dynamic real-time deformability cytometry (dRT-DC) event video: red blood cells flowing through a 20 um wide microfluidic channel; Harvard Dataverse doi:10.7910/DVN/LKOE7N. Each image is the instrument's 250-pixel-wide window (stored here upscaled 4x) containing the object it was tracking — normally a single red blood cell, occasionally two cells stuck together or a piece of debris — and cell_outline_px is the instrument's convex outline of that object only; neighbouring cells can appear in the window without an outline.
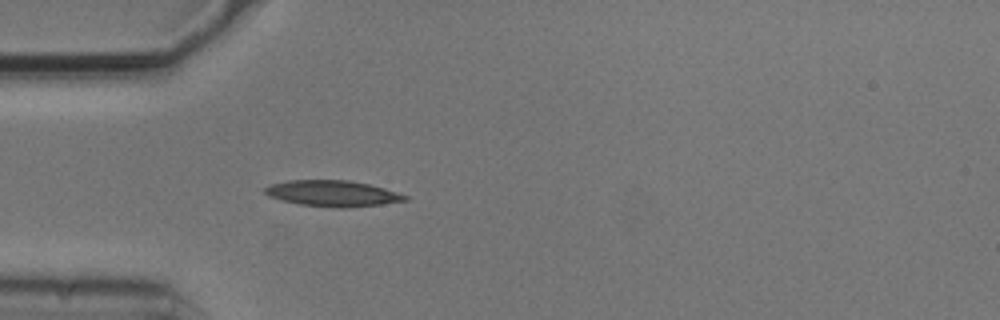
{"species": "common noctule bat (a hibernating species)", "species_latin": "Nyctalus noctula", "temperature_condition": "cold", "stored_images_in_passage": 1, "camera_frame_rate_fps": 3000, "um_per_image_px": 0.085, "animal": {"sex": "male", "body_mass_g": 20.5, "forearm_length_mm": 52.5}, "frame": {"image": 1, "passage_image": 1, "time_ms": 0.0, "image_size_px": [1000, 320], "cell_outline_px": [[408, 200], [380, 204], [348, 208], [340, 208], [300, 204], [280, 200], [268, 196], [264, 192], [264, 188], [268, 184], [288, 180], [348, 180], [368, 184], [384, 188], [408, 196]], "centroid_in_image_um": [28.22, 16.44], "position_along_channel_um": 56.8, "area_um2": 21.21}}